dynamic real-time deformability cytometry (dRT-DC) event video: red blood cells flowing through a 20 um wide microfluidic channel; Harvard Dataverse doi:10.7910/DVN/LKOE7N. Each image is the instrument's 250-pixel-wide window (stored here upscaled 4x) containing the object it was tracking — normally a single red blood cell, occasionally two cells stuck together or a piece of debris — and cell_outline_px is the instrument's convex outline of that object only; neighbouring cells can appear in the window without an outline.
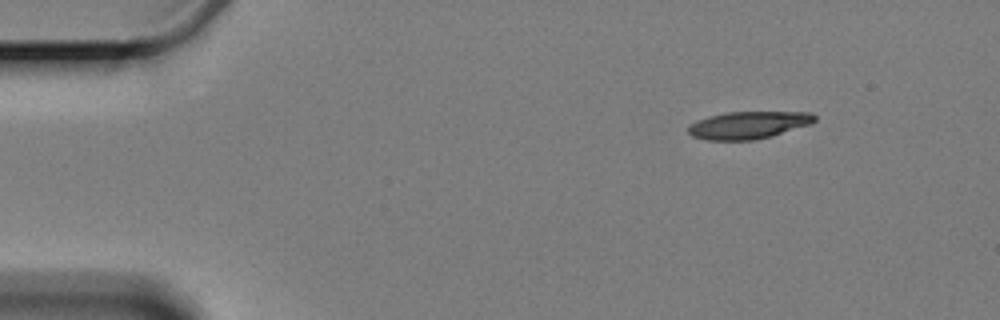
{"species": "Egyptian fruit bat (a non-hibernating species)", "species_latin": "Rousettus aegyptiacus", "temperature_condition": "cold", "stored_images_in_passage": 5, "camera_frame_rate_fps": 3000, "um_per_image_px": 0.085, "animal": {"sex": "female"}, "frame": {"image": 1, "passage_image": 1, "time_ms": 0.0, "image_size_px": [1000, 320], "cell_outline_px": [[816, 120], [812, 124], [772, 136], [752, 140], [708, 140], [692, 136], [688, 132], [688, 128], [696, 120], [708, 116], [728, 112], [812, 112], [816, 116]], "centroid_in_image_um": [63.65, 10.63], "position_along_channel_um": 21.4, "area_um2": 20.23}}
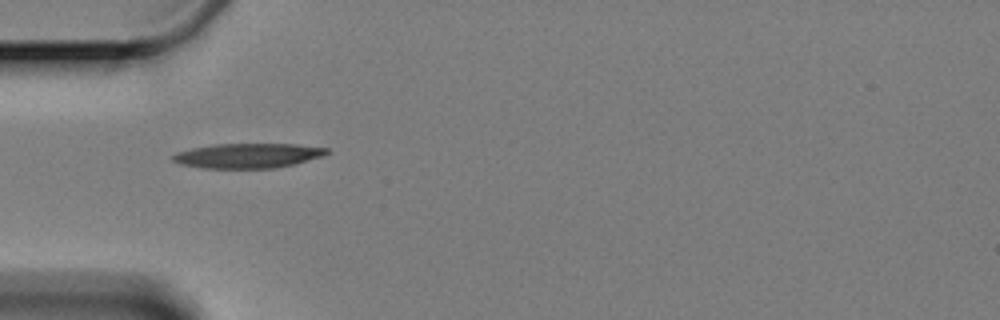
{"frame": {"image": 2, "passage_image": 4, "time_ms": 3.667, "image_size_px": [1000, 320], "cell_outline_px": [[328, 152], [324, 156], [276, 168], [204, 168], [180, 164], [172, 160], [172, 156], [176, 152], [192, 148], [216, 144], [296, 144], [328, 148]], "centroid_in_image_um": [21.06, 13.23], "position_along_channel_um": 63.9, "area_um2": 22.08}}
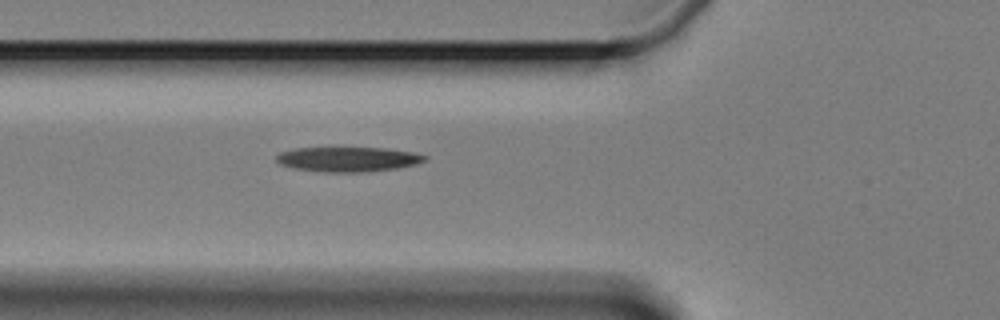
{"frame": {"image": 3, "passage_image": 5, "time_ms": 4.667, "image_size_px": [1000, 320], "cell_outline_px": [[428, 156], [424, 160], [412, 164], [396, 168], [360, 172], [324, 172], [296, 168], [280, 164], [276, 160], [276, 156], [280, 152], [296, 148], [384, 148], [412, 152]], "centroid_in_image_um": [29.53, 13.53], "position_along_channel_um": 96.3, "area_um2": 20.98}}